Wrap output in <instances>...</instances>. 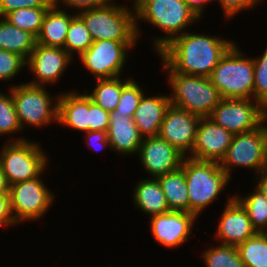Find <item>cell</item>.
Instances as JSON below:
<instances>
[{
	"label": "cell",
	"mask_w": 267,
	"mask_h": 267,
	"mask_svg": "<svg viewBox=\"0 0 267 267\" xmlns=\"http://www.w3.org/2000/svg\"><path fill=\"white\" fill-rule=\"evenodd\" d=\"M236 43L223 36L186 31L173 38L156 55L174 72L210 77L221 58Z\"/></svg>",
	"instance_id": "obj_1"
},
{
	"label": "cell",
	"mask_w": 267,
	"mask_h": 267,
	"mask_svg": "<svg viewBox=\"0 0 267 267\" xmlns=\"http://www.w3.org/2000/svg\"><path fill=\"white\" fill-rule=\"evenodd\" d=\"M138 39L144 34L141 22L150 24L164 34L150 37L152 50L157 54L173 38L184 34L190 26L200 22L198 16L183 0H145L135 9ZM188 28V30H187Z\"/></svg>",
	"instance_id": "obj_2"
},
{
	"label": "cell",
	"mask_w": 267,
	"mask_h": 267,
	"mask_svg": "<svg viewBox=\"0 0 267 267\" xmlns=\"http://www.w3.org/2000/svg\"><path fill=\"white\" fill-rule=\"evenodd\" d=\"M181 168L184 170L189 195V213L199 218L205 209H209L210 204H215L222 197V192H228L232 179L218 162L184 157Z\"/></svg>",
	"instance_id": "obj_3"
},
{
	"label": "cell",
	"mask_w": 267,
	"mask_h": 267,
	"mask_svg": "<svg viewBox=\"0 0 267 267\" xmlns=\"http://www.w3.org/2000/svg\"><path fill=\"white\" fill-rule=\"evenodd\" d=\"M167 75L170 103L200 117H209L222 99L209 77L174 72L160 57Z\"/></svg>",
	"instance_id": "obj_4"
},
{
	"label": "cell",
	"mask_w": 267,
	"mask_h": 267,
	"mask_svg": "<svg viewBox=\"0 0 267 267\" xmlns=\"http://www.w3.org/2000/svg\"><path fill=\"white\" fill-rule=\"evenodd\" d=\"M236 42L221 58L209 77L221 98L254 99L253 57Z\"/></svg>",
	"instance_id": "obj_5"
},
{
	"label": "cell",
	"mask_w": 267,
	"mask_h": 267,
	"mask_svg": "<svg viewBox=\"0 0 267 267\" xmlns=\"http://www.w3.org/2000/svg\"><path fill=\"white\" fill-rule=\"evenodd\" d=\"M11 83L15 111L23 133L27 127L41 129L58 124V94L52 95L47 87L27 82Z\"/></svg>",
	"instance_id": "obj_6"
},
{
	"label": "cell",
	"mask_w": 267,
	"mask_h": 267,
	"mask_svg": "<svg viewBox=\"0 0 267 267\" xmlns=\"http://www.w3.org/2000/svg\"><path fill=\"white\" fill-rule=\"evenodd\" d=\"M77 15L83 20L93 41H139L135 10L118 0L111 4L84 10Z\"/></svg>",
	"instance_id": "obj_7"
},
{
	"label": "cell",
	"mask_w": 267,
	"mask_h": 267,
	"mask_svg": "<svg viewBox=\"0 0 267 267\" xmlns=\"http://www.w3.org/2000/svg\"><path fill=\"white\" fill-rule=\"evenodd\" d=\"M1 145L0 165L10 186L39 177L50 164L48 151L39 140L28 138Z\"/></svg>",
	"instance_id": "obj_8"
},
{
	"label": "cell",
	"mask_w": 267,
	"mask_h": 267,
	"mask_svg": "<svg viewBox=\"0 0 267 267\" xmlns=\"http://www.w3.org/2000/svg\"><path fill=\"white\" fill-rule=\"evenodd\" d=\"M219 164L231 179L238 168L256 176L267 166V120L254 130L234 135Z\"/></svg>",
	"instance_id": "obj_9"
},
{
	"label": "cell",
	"mask_w": 267,
	"mask_h": 267,
	"mask_svg": "<svg viewBox=\"0 0 267 267\" xmlns=\"http://www.w3.org/2000/svg\"><path fill=\"white\" fill-rule=\"evenodd\" d=\"M137 43L139 41L96 40L76 60L94 80L125 77V65L131 61L128 53L137 47Z\"/></svg>",
	"instance_id": "obj_10"
},
{
	"label": "cell",
	"mask_w": 267,
	"mask_h": 267,
	"mask_svg": "<svg viewBox=\"0 0 267 267\" xmlns=\"http://www.w3.org/2000/svg\"><path fill=\"white\" fill-rule=\"evenodd\" d=\"M44 174H47L46 170L39 177L10 186L11 210L19 225L41 222L56 203V193L43 180Z\"/></svg>",
	"instance_id": "obj_11"
},
{
	"label": "cell",
	"mask_w": 267,
	"mask_h": 267,
	"mask_svg": "<svg viewBox=\"0 0 267 267\" xmlns=\"http://www.w3.org/2000/svg\"><path fill=\"white\" fill-rule=\"evenodd\" d=\"M209 118L236 135L259 127L266 120V109L254 99L222 98Z\"/></svg>",
	"instance_id": "obj_12"
},
{
	"label": "cell",
	"mask_w": 267,
	"mask_h": 267,
	"mask_svg": "<svg viewBox=\"0 0 267 267\" xmlns=\"http://www.w3.org/2000/svg\"><path fill=\"white\" fill-rule=\"evenodd\" d=\"M73 60L63 48L36 44L26 60L25 69H29L33 78H28L27 83L44 87L59 85L60 79L68 71V68H71L69 66L75 62Z\"/></svg>",
	"instance_id": "obj_13"
},
{
	"label": "cell",
	"mask_w": 267,
	"mask_h": 267,
	"mask_svg": "<svg viewBox=\"0 0 267 267\" xmlns=\"http://www.w3.org/2000/svg\"><path fill=\"white\" fill-rule=\"evenodd\" d=\"M198 219L200 218L196 215L182 211H169L155 215L149 219L150 235L161 247L178 249L191 240L190 237L197 226Z\"/></svg>",
	"instance_id": "obj_14"
},
{
	"label": "cell",
	"mask_w": 267,
	"mask_h": 267,
	"mask_svg": "<svg viewBox=\"0 0 267 267\" xmlns=\"http://www.w3.org/2000/svg\"><path fill=\"white\" fill-rule=\"evenodd\" d=\"M137 156L141 170L145 171L149 178H157L178 170L185 157L159 136L143 138Z\"/></svg>",
	"instance_id": "obj_15"
},
{
	"label": "cell",
	"mask_w": 267,
	"mask_h": 267,
	"mask_svg": "<svg viewBox=\"0 0 267 267\" xmlns=\"http://www.w3.org/2000/svg\"><path fill=\"white\" fill-rule=\"evenodd\" d=\"M200 119L199 115L170 104L158 136L187 157L193 149Z\"/></svg>",
	"instance_id": "obj_16"
},
{
	"label": "cell",
	"mask_w": 267,
	"mask_h": 267,
	"mask_svg": "<svg viewBox=\"0 0 267 267\" xmlns=\"http://www.w3.org/2000/svg\"><path fill=\"white\" fill-rule=\"evenodd\" d=\"M221 210L218 225L214 232V242L238 246L247 239L254 236L257 231L253 228L247 211L234 197L230 194Z\"/></svg>",
	"instance_id": "obj_17"
},
{
	"label": "cell",
	"mask_w": 267,
	"mask_h": 267,
	"mask_svg": "<svg viewBox=\"0 0 267 267\" xmlns=\"http://www.w3.org/2000/svg\"><path fill=\"white\" fill-rule=\"evenodd\" d=\"M233 134L209 117H201L196 130V140L187 156L199 161L220 163L230 146Z\"/></svg>",
	"instance_id": "obj_18"
},
{
	"label": "cell",
	"mask_w": 267,
	"mask_h": 267,
	"mask_svg": "<svg viewBox=\"0 0 267 267\" xmlns=\"http://www.w3.org/2000/svg\"><path fill=\"white\" fill-rule=\"evenodd\" d=\"M68 89L60 92L58 98V127L71 131H89V96L85 91Z\"/></svg>",
	"instance_id": "obj_19"
},
{
	"label": "cell",
	"mask_w": 267,
	"mask_h": 267,
	"mask_svg": "<svg viewBox=\"0 0 267 267\" xmlns=\"http://www.w3.org/2000/svg\"><path fill=\"white\" fill-rule=\"evenodd\" d=\"M169 94H149L146 92L133 115L140 135L145 137L158 136L160 126L170 106Z\"/></svg>",
	"instance_id": "obj_20"
},
{
	"label": "cell",
	"mask_w": 267,
	"mask_h": 267,
	"mask_svg": "<svg viewBox=\"0 0 267 267\" xmlns=\"http://www.w3.org/2000/svg\"><path fill=\"white\" fill-rule=\"evenodd\" d=\"M107 138L112 152L137 158L143 137L132 117L116 114L115 111L110 112Z\"/></svg>",
	"instance_id": "obj_21"
},
{
	"label": "cell",
	"mask_w": 267,
	"mask_h": 267,
	"mask_svg": "<svg viewBox=\"0 0 267 267\" xmlns=\"http://www.w3.org/2000/svg\"><path fill=\"white\" fill-rule=\"evenodd\" d=\"M138 180L131 193L134 207L149 218L169 212L166 197L158 179L145 176Z\"/></svg>",
	"instance_id": "obj_22"
},
{
	"label": "cell",
	"mask_w": 267,
	"mask_h": 267,
	"mask_svg": "<svg viewBox=\"0 0 267 267\" xmlns=\"http://www.w3.org/2000/svg\"><path fill=\"white\" fill-rule=\"evenodd\" d=\"M75 15L52 4L44 15L36 44L64 49L68 28Z\"/></svg>",
	"instance_id": "obj_23"
},
{
	"label": "cell",
	"mask_w": 267,
	"mask_h": 267,
	"mask_svg": "<svg viewBox=\"0 0 267 267\" xmlns=\"http://www.w3.org/2000/svg\"><path fill=\"white\" fill-rule=\"evenodd\" d=\"M127 75L125 76L126 79L123 76L96 79L93 81L95 83L94 88L90 90L84 87V91L96 105L105 111L112 112L119 103L122 88L134 77V75Z\"/></svg>",
	"instance_id": "obj_24"
},
{
	"label": "cell",
	"mask_w": 267,
	"mask_h": 267,
	"mask_svg": "<svg viewBox=\"0 0 267 267\" xmlns=\"http://www.w3.org/2000/svg\"><path fill=\"white\" fill-rule=\"evenodd\" d=\"M170 211L189 213V195L184 175L180 167L165 175L157 177Z\"/></svg>",
	"instance_id": "obj_25"
},
{
	"label": "cell",
	"mask_w": 267,
	"mask_h": 267,
	"mask_svg": "<svg viewBox=\"0 0 267 267\" xmlns=\"http://www.w3.org/2000/svg\"><path fill=\"white\" fill-rule=\"evenodd\" d=\"M36 45V38L0 17V49L22 56L25 60Z\"/></svg>",
	"instance_id": "obj_26"
},
{
	"label": "cell",
	"mask_w": 267,
	"mask_h": 267,
	"mask_svg": "<svg viewBox=\"0 0 267 267\" xmlns=\"http://www.w3.org/2000/svg\"><path fill=\"white\" fill-rule=\"evenodd\" d=\"M5 92L6 93H4V90L2 92V89L0 90V136L4 138L5 142L26 140L29 137H26L22 133L23 130L15 111L12 92L9 88H7ZM16 134H20V136ZM21 135H23V137Z\"/></svg>",
	"instance_id": "obj_27"
},
{
	"label": "cell",
	"mask_w": 267,
	"mask_h": 267,
	"mask_svg": "<svg viewBox=\"0 0 267 267\" xmlns=\"http://www.w3.org/2000/svg\"><path fill=\"white\" fill-rule=\"evenodd\" d=\"M252 191L243 196L234 193V197L247 211L253 228L259 233H267V199L254 184Z\"/></svg>",
	"instance_id": "obj_28"
},
{
	"label": "cell",
	"mask_w": 267,
	"mask_h": 267,
	"mask_svg": "<svg viewBox=\"0 0 267 267\" xmlns=\"http://www.w3.org/2000/svg\"><path fill=\"white\" fill-rule=\"evenodd\" d=\"M215 244L200 251L199 257L205 267H245L236 246L218 242Z\"/></svg>",
	"instance_id": "obj_29"
},
{
	"label": "cell",
	"mask_w": 267,
	"mask_h": 267,
	"mask_svg": "<svg viewBox=\"0 0 267 267\" xmlns=\"http://www.w3.org/2000/svg\"><path fill=\"white\" fill-rule=\"evenodd\" d=\"M236 247L245 267H267V233L257 232Z\"/></svg>",
	"instance_id": "obj_30"
},
{
	"label": "cell",
	"mask_w": 267,
	"mask_h": 267,
	"mask_svg": "<svg viewBox=\"0 0 267 267\" xmlns=\"http://www.w3.org/2000/svg\"><path fill=\"white\" fill-rule=\"evenodd\" d=\"M93 39L83 20L76 14L70 22L64 49L75 60L93 44Z\"/></svg>",
	"instance_id": "obj_31"
},
{
	"label": "cell",
	"mask_w": 267,
	"mask_h": 267,
	"mask_svg": "<svg viewBox=\"0 0 267 267\" xmlns=\"http://www.w3.org/2000/svg\"><path fill=\"white\" fill-rule=\"evenodd\" d=\"M49 7L20 8L9 12L3 18L13 26L32 34L35 38L40 33L44 15Z\"/></svg>",
	"instance_id": "obj_32"
},
{
	"label": "cell",
	"mask_w": 267,
	"mask_h": 267,
	"mask_svg": "<svg viewBox=\"0 0 267 267\" xmlns=\"http://www.w3.org/2000/svg\"><path fill=\"white\" fill-rule=\"evenodd\" d=\"M134 78L122 88L119 103L114 110L116 114L133 118L142 96L148 91L143 86L141 87L139 82L136 81V78Z\"/></svg>",
	"instance_id": "obj_33"
},
{
	"label": "cell",
	"mask_w": 267,
	"mask_h": 267,
	"mask_svg": "<svg viewBox=\"0 0 267 267\" xmlns=\"http://www.w3.org/2000/svg\"><path fill=\"white\" fill-rule=\"evenodd\" d=\"M252 57L254 63V100L267 109V46L260 56Z\"/></svg>",
	"instance_id": "obj_34"
},
{
	"label": "cell",
	"mask_w": 267,
	"mask_h": 267,
	"mask_svg": "<svg viewBox=\"0 0 267 267\" xmlns=\"http://www.w3.org/2000/svg\"><path fill=\"white\" fill-rule=\"evenodd\" d=\"M24 68L26 60L22 56L0 49V83L13 82L21 72H25Z\"/></svg>",
	"instance_id": "obj_35"
},
{
	"label": "cell",
	"mask_w": 267,
	"mask_h": 267,
	"mask_svg": "<svg viewBox=\"0 0 267 267\" xmlns=\"http://www.w3.org/2000/svg\"><path fill=\"white\" fill-rule=\"evenodd\" d=\"M263 2V0H215V3L220 5L224 21L227 20V22H230L236 15L242 14L243 11L256 9Z\"/></svg>",
	"instance_id": "obj_36"
},
{
	"label": "cell",
	"mask_w": 267,
	"mask_h": 267,
	"mask_svg": "<svg viewBox=\"0 0 267 267\" xmlns=\"http://www.w3.org/2000/svg\"><path fill=\"white\" fill-rule=\"evenodd\" d=\"M113 1L115 0H53V5L77 14L84 10L109 5Z\"/></svg>",
	"instance_id": "obj_37"
},
{
	"label": "cell",
	"mask_w": 267,
	"mask_h": 267,
	"mask_svg": "<svg viewBox=\"0 0 267 267\" xmlns=\"http://www.w3.org/2000/svg\"><path fill=\"white\" fill-rule=\"evenodd\" d=\"M110 112L96 105L89 97V131H107Z\"/></svg>",
	"instance_id": "obj_38"
},
{
	"label": "cell",
	"mask_w": 267,
	"mask_h": 267,
	"mask_svg": "<svg viewBox=\"0 0 267 267\" xmlns=\"http://www.w3.org/2000/svg\"><path fill=\"white\" fill-rule=\"evenodd\" d=\"M53 0H0V17L20 8L50 7Z\"/></svg>",
	"instance_id": "obj_39"
},
{
	"label": "cell",
	"mask_w": 267,
	"mask_h": 267,
	"mask_svg": "<svg viewBox=\"0 0 267 267\" xmlns=\"http://www.w3.org/2000/svg\"><path fill=\"white\" fill-rule=\"evenodd\" d=\"M87 145V147L92 151L105 152V149L111 150L110 142L107 138V131H88L83 134L82 138Z\"/></svg>",
	"instance_id": "obj_40"
},
{
	"label": "cell",
	"mask_w": 267,
	"mask_h": 267,
	"mask_svg": "<svg viewBox=\"0 0 267 267\" xmlns=\"http://www.w3.org/2000/svg\"><path fill=\"white\" fill-rule=\"evenodd\" d=\"M19 226L11 210L10 194L0 193V228H14Z\"/></svg>",
	"instance_id": "obj_41"
},
{
	"label": "cell",
	"mask_w": 267,
	"mask_h": 267,
	"mask_svg": "<svg viewBox=\"0 0 267 267\" xmlns=\"http://www.w3.org/2000/svg\"><path fill=\"white\" fill-rule=\"evenodd\" d=\"M188 7L198 16V18L201 20L205 16V12L207 9V5L211 3V5L215 2V0H183Z\"/></svg>",
	"instance_id": "obj_42"
},
{
	"label": "cell",
	"mask_w": 267,
	"mask_h": 267,
	"mask_svg": "<svg viewBox=\"0 0 267 267\" xmlns=\"http://www.w3.org/2000/svg\"><path fill=\"white\" fill-rule=\"evenodd\" d=\"M252 184H255L254 186L261 191V193L267 199V166H265L256 176H254Z\"/></svg>",
	"instance_id": "obj_43"
},
{
	"label": "cell",
	"mask_w": 267,
	"mask_h": 267,
	"mask_svg": "<svg viewBox=\"0 0 267 267\" xmlns=\"http://www.w3.org/2000/svg\"><path fill=\"white\" fill-rule=\"evenodd\" d=\"M10 185L6 179V176L3 174L1 165H0V193H9Z\"/></svg>",
	"instance_id": "obj_44"
},
{
	"label": "cell",
	"mask_w": 267,
	"mask_h": 267,
	"mask_svg": "<svg viewBox=\"0 0 267 267\" xmlns=\"http://www.w3.org/2000/svg\"><path fill=\"white\" fill-rule=\"evenodd\" d=\"M130 1V5L125 3L126 6H128L129 8L132 9H136L139 5H141L145 0H129Z\"/></svg>",
	"instance_id": "obj_45"
}]
</instances>
